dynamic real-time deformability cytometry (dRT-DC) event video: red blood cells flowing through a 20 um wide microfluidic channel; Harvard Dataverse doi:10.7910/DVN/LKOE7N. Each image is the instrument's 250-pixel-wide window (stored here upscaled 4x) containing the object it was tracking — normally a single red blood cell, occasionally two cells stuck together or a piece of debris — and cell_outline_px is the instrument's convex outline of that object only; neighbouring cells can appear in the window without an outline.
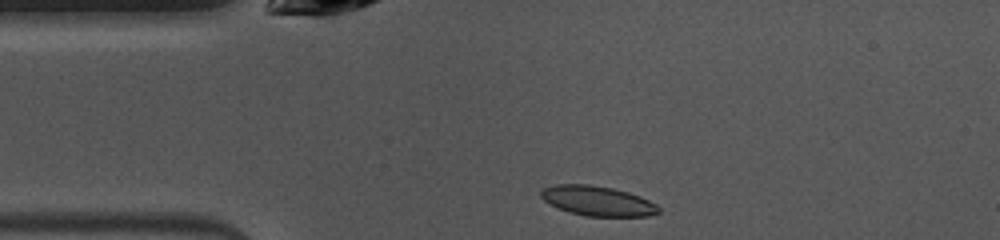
{"species": "common noctule bat (a hibernating species)", "species_latin": "Nyctalus noctula", "temperature_condition": "warm", "stored_images_in_passage": 40, "camera_frame_rate_fps": 3000, "um_per_image_px": 0.085, "animal": {"sex": "female", "body_mass_g": 10.0, "forearm_length_mm": 53.1}, "frame": {"image": 1, "passage_image": 1, "time_ms": 0.0, "image_size_px": [1000, 240], "cell_outline_px": [[660, 212], [648, 216], [584, 216], [568, 212], [556, 208], [544, 200], [540, 196], [540, 192], [544, 188], [556, 184], [588, 184], [612, 188], [628, 192], [640, 196], [656, 204], [660, 208]], "centroid_in_image_um": [50.78, 17.08], "position_along_channel_um": 34.2, "area_um2": 20.52}}
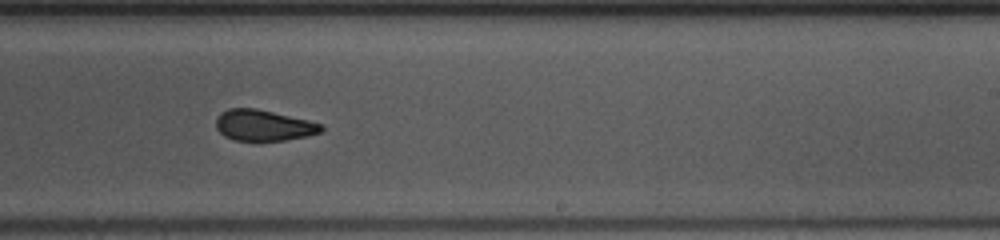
{"frame": {"image": 2, "passage_image": 20, "time_ms": 6.333, "image_size_px": [1000, 240], "cell_outline_px": [[324, 128], [320, 132], [308, 136], [284, 140], [236, 140], [224, 136], [216, 128], [216, 120], [220, 112], [228, 108], [256, 108], [308, 120], [324, 124]], "centroid_in_image_um": [22.4, 10.64], "position_along_channel_um": 266.6, "area_um2": 18.96}}
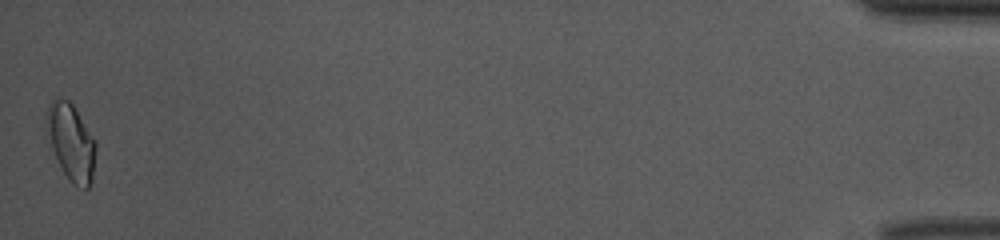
{"frame": {"image": 3, "passage_image": 40, "time_ms": 13.0, "image_size_px": [1000, 240], "cell_outline_px": [[96, 148], [92, 180], [88, 188], [84, 188], [72, 184], [64, 172], [52, 148], [44, 128], [44, 120], [48, 104], [52, 100], [68, 100], [72, 104], [96, 140]], "centroid_in_image_um": [6.03, 12.06], "position_along_channel_um": 429.2, "area_um2": 21.91}, "authors_computed_cell_mechanics": {"area_um2": 20.0855, "velocity_mm_per_s": 4.0037, "shape_relaxation_time_tau1_ms": 4.0303, "shape_relaxation_time_tau2_ms": 1.5054, "deformation_change_tau1": 0.1265, "deformation_change_tau2": 0.0731}}